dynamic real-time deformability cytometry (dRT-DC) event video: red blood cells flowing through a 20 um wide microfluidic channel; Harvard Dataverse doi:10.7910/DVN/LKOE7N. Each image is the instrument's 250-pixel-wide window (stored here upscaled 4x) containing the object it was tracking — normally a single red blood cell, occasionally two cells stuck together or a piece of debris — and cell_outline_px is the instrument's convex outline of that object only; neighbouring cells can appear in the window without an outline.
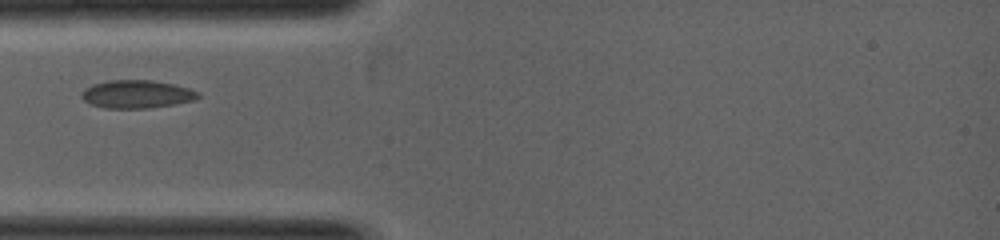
{"species": "common noctule bat (a hibernating species)", "species_latin": "Nyctalus noctula", "temperature_condition": "warm", "stored_images_in_passage": 2, "camera_frame_rate_fps": 5000, "um_per_image_px": 0.085, "animal": {"sex": "female", "body_mass_g": 19.0, "forearm_length_mm": 53.3}, "frame": {"image": 1, "passage_image": 2, "time_ms": 0.8, "image_size_px": [1000, 240], "cell_outline_px": [[200, 96], [196, 100], [176, 104], [148, 108], [104, 108], [88, 104], [80, 96], [80, 92], [84, 88], [92, 84], [108, 80], [152, 80], [172, 84], [188, 88], [200, 92]], "centroid_in_image_um": [11.59, 8.01], "position_along_channel_um": 73.4, "area_um2": 19.31}}